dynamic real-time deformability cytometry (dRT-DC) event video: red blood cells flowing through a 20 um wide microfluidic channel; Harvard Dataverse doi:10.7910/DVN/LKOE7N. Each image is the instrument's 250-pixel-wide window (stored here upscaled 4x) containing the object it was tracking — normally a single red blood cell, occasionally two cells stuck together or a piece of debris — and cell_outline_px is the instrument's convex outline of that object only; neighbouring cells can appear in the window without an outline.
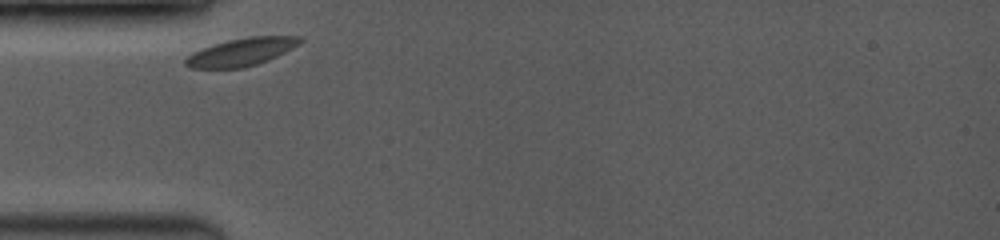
{"species": "common noctule bat (a hibernating species)", "species_latin": "Nyctalus noctula", "temperature_condition": "room temperature", "stored_images_in_passage": 26, "camera_frame_rate_fps": 3500, "um_per_image_px": 0.085, "animal": {"sex": "female", "body_mass_g": 19.0, "forearm_length_mm": 53.3}, "frame": {"image": 1, "passage_image": 1, "time_ms": 0.0, "image_size_px": [1000, 240], "cell_outline_px": [[304, 40], [292, 48], [268, 60], [244, 68], [188, 68], [184, 64], [184, 60], [192, 52], [212, 44], [228, 40], [248, 36], [304, 36]], "centroid_in_image_um": [20.5, 4.41], "position_along_channel_um": 64.5, "area_um2": 18.61}}
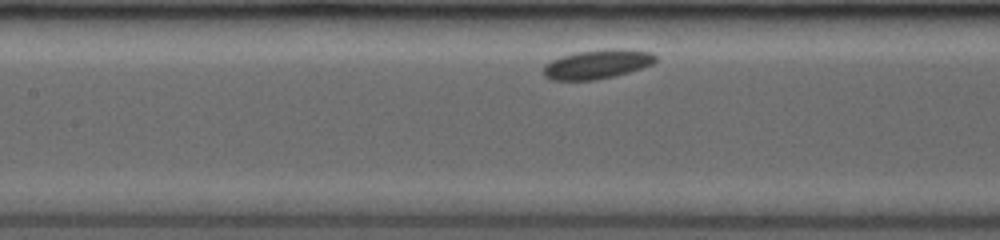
{"frame": {"image": 2, "passage_image": 10, "time_ms": 2.571, "image_size_px": [1000, 240], "cell_outline_px": [[656, 60], [652, 64], [616, 76], [596, 80], [552, 80], [544, 76], [544, 64], [560, 56], [576, 52], [604, 48], [624, 48], [652, 52], [656, 56]], "centroid_in_image_um": [50.77, 5.44], "position_along_channel_um": 156.6, "area_um2": 19.31}}
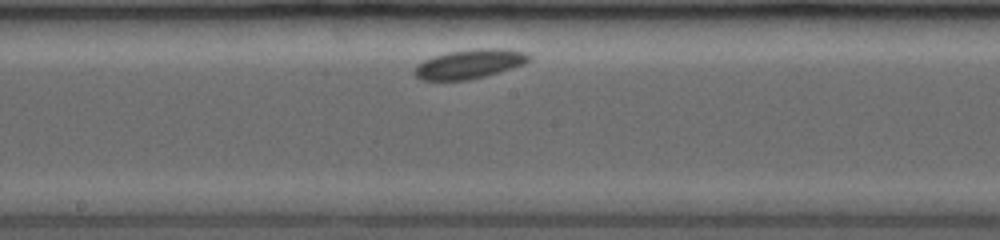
{"frame": {"image": 3, "passage_image": 15, "time_ms": 4.0, "image_size_px": [1000, 240], "cell_outline_px": [[532, 56], [524, 64], [512, 68], [484, 76], [468, 80], [420, 80], [412, 72], [416, 64], [424, 60], [448, 52], [476, 48], [504, 48], [528, 52]], "centroid_in_image_um": [39.91, 5.43], "position_along_channel_um": 208.3, "area_um2": 19.59}}